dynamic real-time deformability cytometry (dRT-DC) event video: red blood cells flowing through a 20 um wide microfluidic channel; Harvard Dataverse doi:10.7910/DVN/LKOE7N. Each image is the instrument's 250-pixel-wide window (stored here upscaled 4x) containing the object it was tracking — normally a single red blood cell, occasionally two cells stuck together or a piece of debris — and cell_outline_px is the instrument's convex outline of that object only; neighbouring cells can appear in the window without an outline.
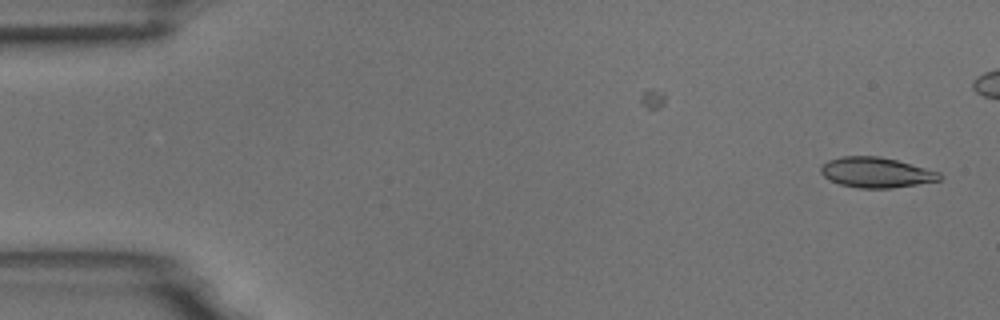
{"species": "common noctule bat (a hibernating species)", "species_latin": "Nyctalus noctula", "temperature_condition": "room temperature", "stored_images_in_passage": 46, "camera_frame_rate_fps": 3000, "um_per_image_px": 0.085, "animal": {"sex": "male", "body_mass_g": 18.8}, "frame": {"image": 1, "passage_image": 1, "time_ms": 0.0, "image_size_px": [1000, 320], "cell_outline_px": [[944, 176], [940, 180], [892, 188], [860, 188], [840, 184], [828, 180], [820, 172], [820, 168], [828, 160], [840, 156], [880, 156], [896, 160], [940, 172]], "centroid_in_image_um": [74.46, 14.66], "position_along_channel_um": 10.5, "area_um2": 20.92}}
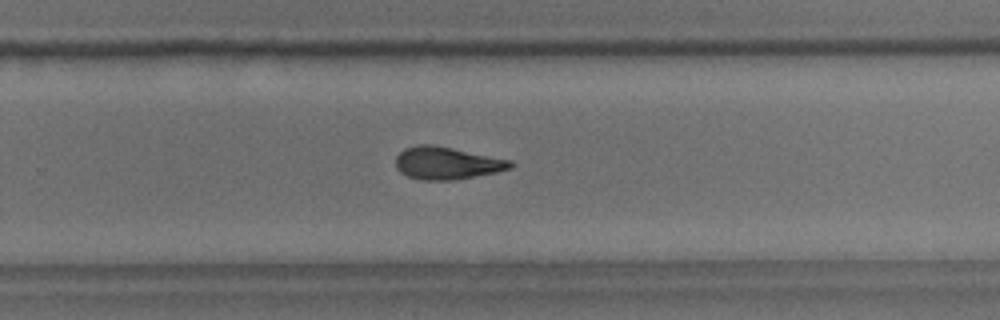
{"frame": {"image": 2, "passage_image": 34, "time_ms": 11.0, "image_size_px": [1000, 320], "cell_outline_px": [[516, 164], [512, 168], [496, 172], [452, 180], [420, 180], [408, 176], [400, 172], [396, 168], [396, 156], [404, 148], [416, 144], [432, 144], [512, 160]], "centroid_in_image_um": [37.98, 13.85], "position_along_channel_um": 291.8, "area_um2": 21.79}}
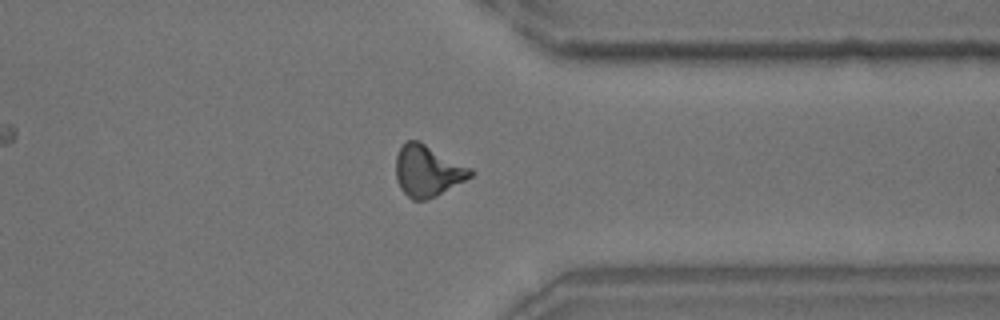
{"frame": {"image": 3, "passage_image": 41, "time_ms": 13.333, "image_size_px": [1000, 320], "cell_outline_px": [[476, 172], [472, 176], [436, 196], [424, 200], [412, 200], [400, 188], [396, 176], [396, 156], [404, 140], [420, 140], [472, 168]], "centroid_in_image_um": [36.36, 14.49], "position_along_channel_um": 375.0, "area_um2": 22.48}, "authors_computed_cell_mechanics": {"area_um2": 21.6172, "velocity_mm_per_s": 3.7178, "shape_relaxation_time_tau1_ms": 4.0288, "shape_relaxation_time_tau2_ms": 3.18, "deformation_change_tau1": 0.1628, "deformation_change_tau2": 0.1227}}